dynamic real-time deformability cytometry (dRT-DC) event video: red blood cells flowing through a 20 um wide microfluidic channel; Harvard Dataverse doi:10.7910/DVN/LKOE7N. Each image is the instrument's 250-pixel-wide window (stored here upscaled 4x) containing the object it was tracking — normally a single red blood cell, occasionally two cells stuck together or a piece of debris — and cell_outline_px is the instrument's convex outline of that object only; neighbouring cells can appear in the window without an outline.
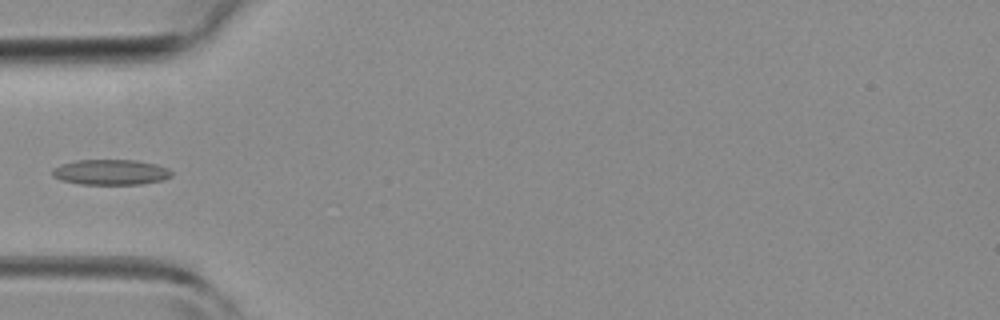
{"species": "common noctule bat (a hibernating species)", "species_latin": "Nyctalus noctula", "temperature_condition": "room temperature", "stored_images_in_passage": 5, "camera_frame_rate_fps": 3000, "um_per_image_px": 0.085, "animal": {"sex": "female", "body_mass_g": 19.3, "forearm_length_mm": 54.1}, "frame": {"image": 1, "passage_image": 5, "time_ms": 4.667, "image_size_px": [1000, 320], "cell_outline_px": [[172, 176], [164, 180], [140, 184], [80, 184], [60, 180], [52, 176], [52, 168], [60, 164], [76, 160], [136, 160], [156, 164], [168, 168], [172, 172]], "centroid_in_image_um": [9.4, 14.63], "position_along_channel_um": 75.6, "area_um2": 17.8}}